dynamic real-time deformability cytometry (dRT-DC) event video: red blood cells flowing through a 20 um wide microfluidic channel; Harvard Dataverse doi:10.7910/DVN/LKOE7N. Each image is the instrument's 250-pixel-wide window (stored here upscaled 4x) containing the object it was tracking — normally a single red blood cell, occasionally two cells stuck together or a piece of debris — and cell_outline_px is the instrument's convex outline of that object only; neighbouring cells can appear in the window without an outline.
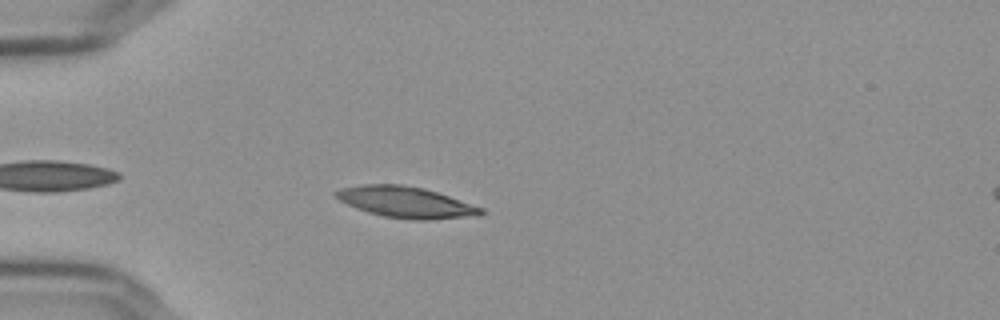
{"species": "Egyptian fruit bat (a non-hibernating species)", "species_latin": "Rousettus aegyptiacus", "temperature_condition": "cold", "stored_images_in_passage": 45, "camera_frame_rate_fps": 3000, "um_per_image_px": 0.085, "frame": {"image": 1, "passage_image": 5, "time_ms": 1.333, "image_size_px": [1000, 320], "cell_outline_px": [[484, 212], [476, 216], [428, 220], [412, 220], [384, 216], [368, 212], [356, 208], [340, 200], [332, 192], [340, 188], [360, 184], [400, 184], [424, 188], [484, 208]], "centroid_in_image_um": [34.48, 17.18], "position_along_channel_um": 50.5, "area_um2": 26.24}}
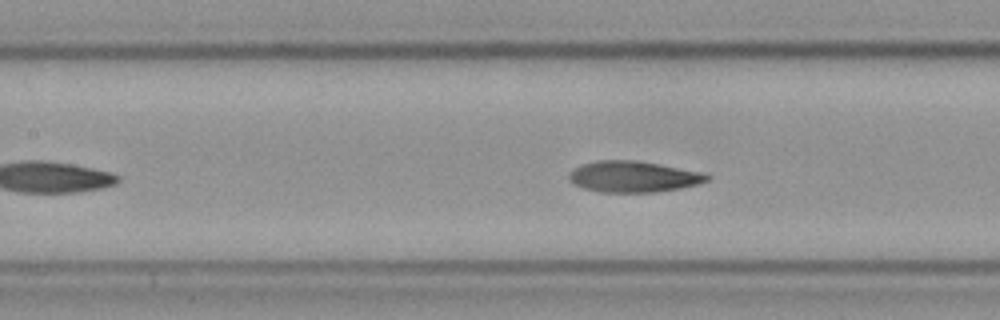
{"frame": {"image": 2, "passage_image": 15, "time_ms": 4.667, "image_size_px": [1000, 320], "cell_outline_px": [[712, 176], [708, 180], [696, 184], [680, 188], [656, 192], [600, 192], [584, 188], [576, 184], [568, 176], [568, 172], [580, 164], [596, 160], [636, 160], [708, 172]], "centroid_in_image_um": [53.88, 15.0], "position_along_channel_um": 153.5, "area_um2": 25.26}}
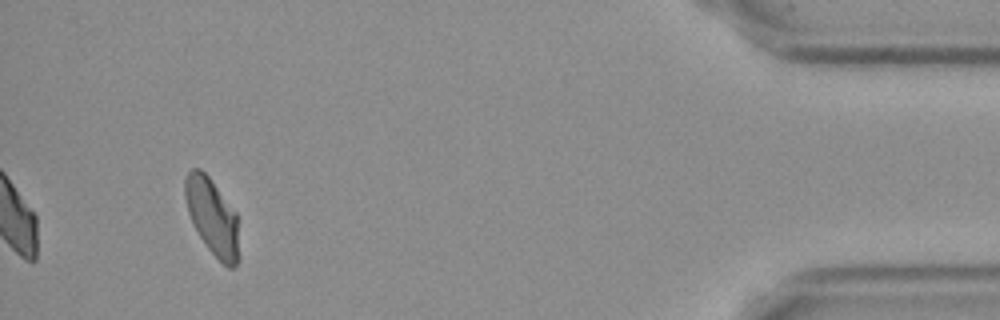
{"frame": {"image": 3, "passage_image": 42, "time_ms": 13.667, "image_size_px": [1000, 320], "cell_outline_px": [[240, 260], [232, 268], [228, 268], [208, 248], [200, 236], [188, 212], [184, 196], [184, 176], [192, 168], [200, 168], [208, 176], [236, 212], [240, 256]], "centroid_in_image_um": [18.05, 18.42], "position_along_channel_um": 417.1, "area_um2": 23.99}, "authors_computed_cell_mechanics": {"area_um2": 24.9696, "velocity_mm_per_s": 3.6261, "shape_relaxation_time_tau1_ms": 8.7507, "shape_relaxation_time_tau2_ms": 1.8325, "deformation_change_tau1": 0.2104, "deformation_change_tau2": 0.0783}}